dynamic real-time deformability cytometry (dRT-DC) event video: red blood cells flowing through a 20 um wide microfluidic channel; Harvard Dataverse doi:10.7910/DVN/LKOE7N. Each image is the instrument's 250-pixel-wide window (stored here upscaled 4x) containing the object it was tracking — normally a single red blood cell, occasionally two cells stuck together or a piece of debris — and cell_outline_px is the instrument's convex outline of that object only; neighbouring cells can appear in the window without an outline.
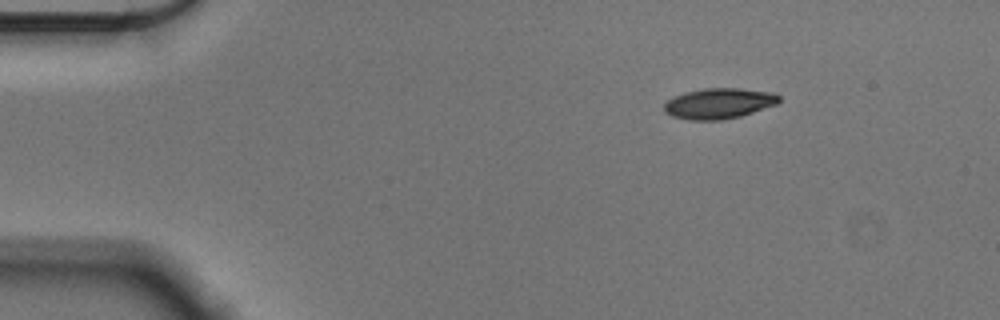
{"species": "Egyptian fruit bat (a non-hibernating species)", "species_latin": "Rousettus aegyptiacus", "temperature_condition": "cold", "stored_images_in_passage": 49, "camera_frame_rate_fps": 3000, "um_per_image_px": 0.085, "animal": {"sex": "male"}, "frame": {"image": 1, "passage_image": 1, "time_ms": 0.0, "image_size_px": [1000, 320], "cell_outline_px": [[780, 100], [776, 104], [740, 116], [720, 120], [688, 120], [672, 116], [664, 112], [664, 104], [668, 100], [684, 92], [704, 88], [736, 88], [772, 92], [780, 96]], "centroid_in_image_um": [61.08, 8.79], "position_along_channel_um": 23.9, "area_um2": 20.35}}
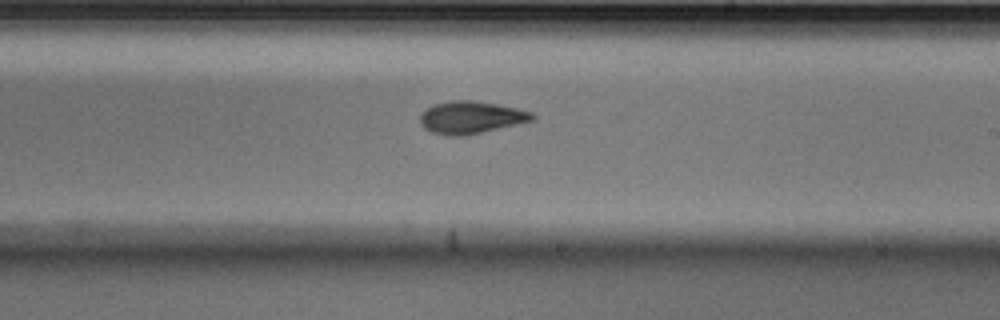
{"frame": {"image": 2, "passage_image": 26, "time_ms": 8.333, "image_size_px": [1000, 320], "cell_outline_px": [[536, 116], [532, 120], [516, 124], [464, 136], [448, 136], [432, 132], [424, 128], [420, 124], [420, 116], [428, 108], [436, 104], [452, 100], [472, 100], [496, 104], [516, 108], [532, 112]], "centroid_in_image_um": [40.02, 9.98], "position_along_channel_um": 249.0, "area_um2": 20.87}}
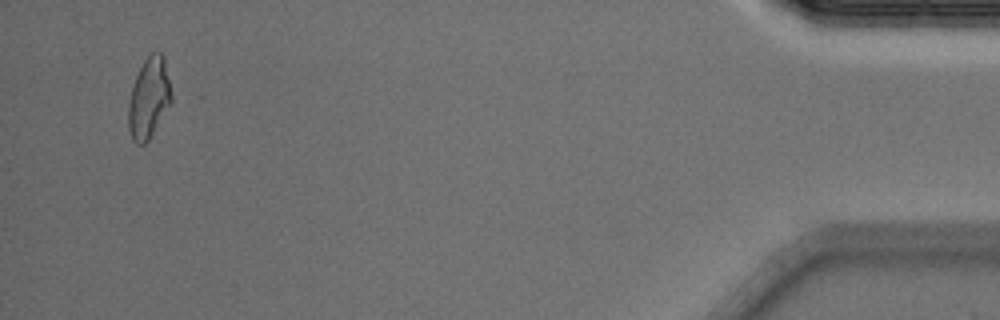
{"frame": {"image": 3, "passage_image": 47, "time_ms": 15.333, "image_size_px": [1000, 320], "cell_outline_px": [[172, 104], [148, 140], [144, 144], [136, 144], [132, 140], [128, 128], [128, 104], [132, 88], [136, 76], [144, 60], [152, 52], [160, 52], [164, 56], [172, 92]], "centroid_in_image_um": [12.67, 8.35], "position_along_channel_um": 422.5, "area_um2": 20.4}, "authors_computed_cell_mechanics": {"area_um2": 20.5768, "velocity_mm_per_s": 3.5862, "shape_relaxation_time_tau1_ms": 3.7429, "shape_relaxation_time_tau2_ms": 3.98, "deformation_change_tau1": 0.1314, "deformation_change_tau2": 0.099}}